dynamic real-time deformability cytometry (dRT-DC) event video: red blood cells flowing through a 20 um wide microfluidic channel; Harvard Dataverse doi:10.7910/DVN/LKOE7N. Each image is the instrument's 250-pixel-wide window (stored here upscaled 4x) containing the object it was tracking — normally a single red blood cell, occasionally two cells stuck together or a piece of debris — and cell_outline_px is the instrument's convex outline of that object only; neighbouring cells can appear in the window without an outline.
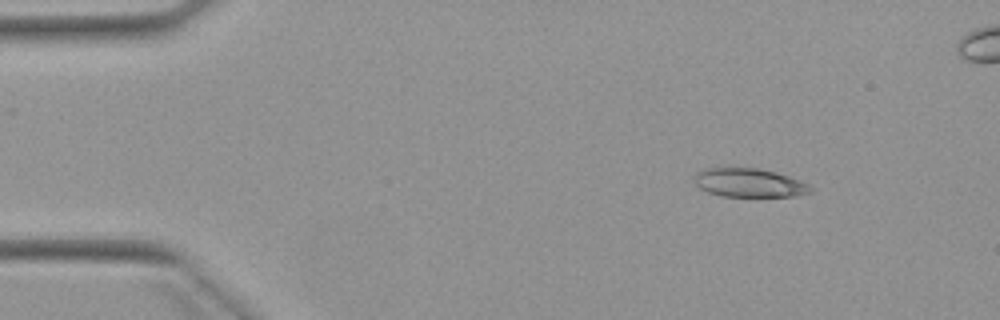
{"species": "Egyptian fruit bat (a non-hibernating species)", "species_latin": "Rousettus aegyptiacus", "temperature_condition": "warm", "stored_images_in_passage": 4, "camera_frame_rate_fps": 3000, "um_per_image_px": 0.085, "animal": {"sex": "female"}, "frame": {"image": 1, "passage_image": 1, "time_ms": 0.0, "image_size_px": [1000, 320], "cell_outline_px": [[812, 192], [800, 196], [720, 196], [708, 192], [700, 188], [696, 184], [692, 176], [696, 172], [704, 168], [728, 164], [756, 168], [776, 172], [800, 180], [808, 184], [812, 188]], "centroid_in_image_um": [63.61, 15.49], "position_along_channel_um": 21.4, "area_um2": 20.29}}